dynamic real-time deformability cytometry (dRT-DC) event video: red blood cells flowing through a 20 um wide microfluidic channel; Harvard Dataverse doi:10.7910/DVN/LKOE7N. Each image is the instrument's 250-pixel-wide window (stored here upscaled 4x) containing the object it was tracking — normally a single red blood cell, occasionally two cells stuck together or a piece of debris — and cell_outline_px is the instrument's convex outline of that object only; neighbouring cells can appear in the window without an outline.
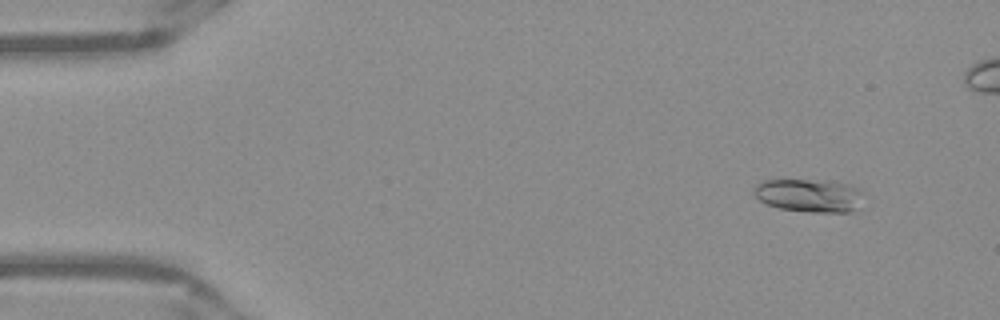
{"species": "Egyptian fruit bat (a non-hibernating species)", "species_latin": "Rousettus aegyptiacus", "temperature_condition": "warm", "stored_images_in_passage": 53, "camera_frame_rate_fps": 3000, "um_per_image_px": 0.085, "frame": {"image": 1, "passage_image": 5, "time_ms": 1.333, "image_size_px": [1000, 320], "cell_outline_px": [[864, 208], [852, 212], [808, 212], [780, 208], [768, 204], [760, 200], [752, 192], [752, 188], [756, 184], [764, 180], [828, 180], [848, 184], [860, 188], [864, 192]], "centroid_in_image_um": [68.9, 16.62], "position_along_channel_um": 16.1, "area_um2": 21.91}}
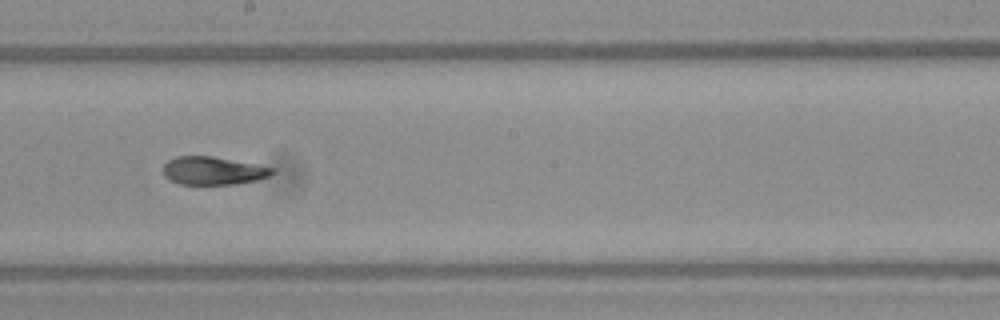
{"frame": {"image": 2, "passage_image": 29, "time_ms": 9.333, "image_size_px": [1000, 320], "cell_outline_px": [[276, 172], [268, 176], [256, 180], [236, 184], [180, 184], [164, 176], [164, 164], [168, 160], [176, 156], [212, 156], [276, 168]], "centroid_in_image_um": [18.13, 14.5], "position_along_channel_um": 230.1, "area_um2": 17.74}}
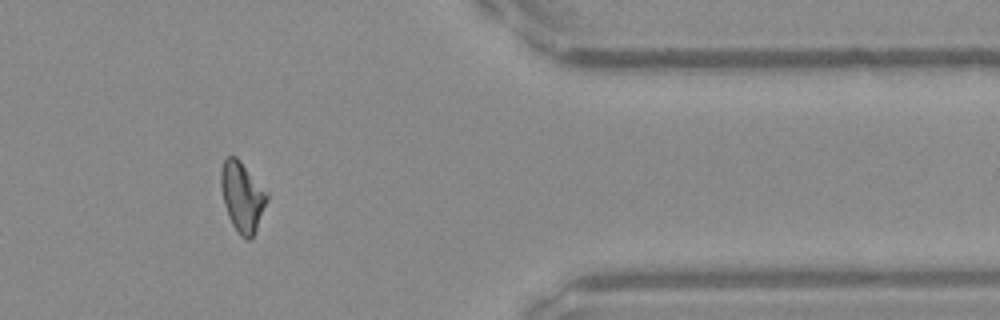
{"frame": {"image": 3, "passage_image": 43, "time_ms": 14.0, "image_size_px": [1000, 320], "cell_outline_px": [[268, 200], [256, 228], [252, 236], [248, 240], [240, 236], [232, 224], [228, 216], [224, 204], [220, 188], [220, 172], [224, 160], [228, 156], [236, 156], [240, 160], [268, 192]], "centroid_in_image_um": [20.58, 16.69], "position_along_channel_um": 390.8, "area_um2": 18.73}, "authors_computed_cell_mechanics": {"area_um2": 18.6694, "velocity_mm_per_s": 3.9301, "shape_relaxation_time_tau1_ms": 6.9654, "shape_relaxation_time_tau2_ms": 2.3658, "deformation_change_tau1": 0.1981, "deformation_change_tau2": 0.0881}}